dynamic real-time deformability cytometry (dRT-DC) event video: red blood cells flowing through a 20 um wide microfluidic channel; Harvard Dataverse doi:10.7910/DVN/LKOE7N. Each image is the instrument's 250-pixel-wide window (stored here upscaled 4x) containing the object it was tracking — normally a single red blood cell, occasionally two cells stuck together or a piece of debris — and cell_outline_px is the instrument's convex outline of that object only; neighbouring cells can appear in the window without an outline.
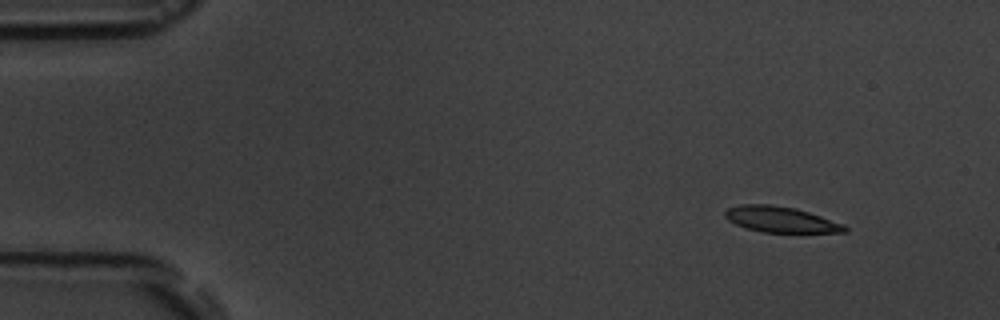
{"species": "common noctule bat (a hibernating species)", "species_latin": "Nyctalus noctula", "temperature_condition": "room temperature", "stored_images_in_passage": 5, "camera_frame_rate_fps": 3000, "um_per_image_px": 0.085, "animal": {"sex": "male", "body_mass_g": 19.5, "forearm_length_mm": 54.6}, "frame": {"image": 1, "passage_image": 1, "time_ms": 0.0, "image_size_px": [1000, 320], "cell_outline_px": [[848, 232], [764, 232], [748, 228], [736, 224], [728, 220], [724, 216], [724, 212], [728, 208], [740, 204], [772, 204], [796, 208], [844, 224], [848, 228]], "centroid_in_image_um": [66.35, 18.64], "position_along_channel_um": 18.6, "area_um2": 17.86}}
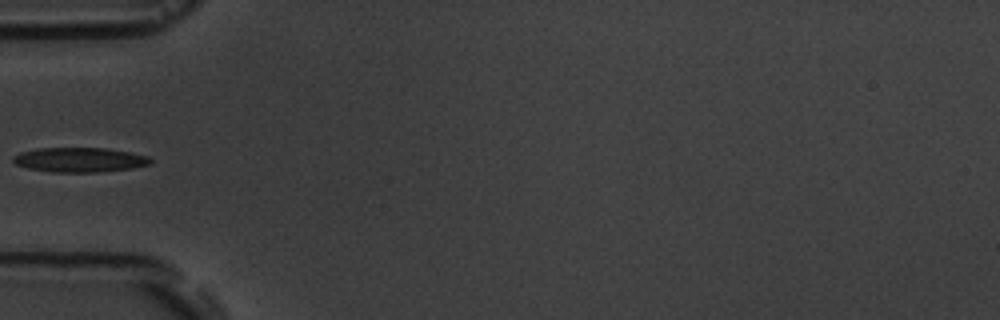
{"frame": {"image": 2, "passage_image": 4, "time_ms": 4.333, "image_size_px": [1000, 320], "cell_outline_px": [[152, 160], [148, 164], [132, 168], [96, 172], [52, 172], [28, 168], [16, 164], [12, 160], [12, 156], [20, 152], [36, 148], [104, 148], [128, 152], [148, 156]], "centroid_in_image_um": [6.71, 13.58], "position_along_channel_um": 78.3, "area_um2": 19.54}}
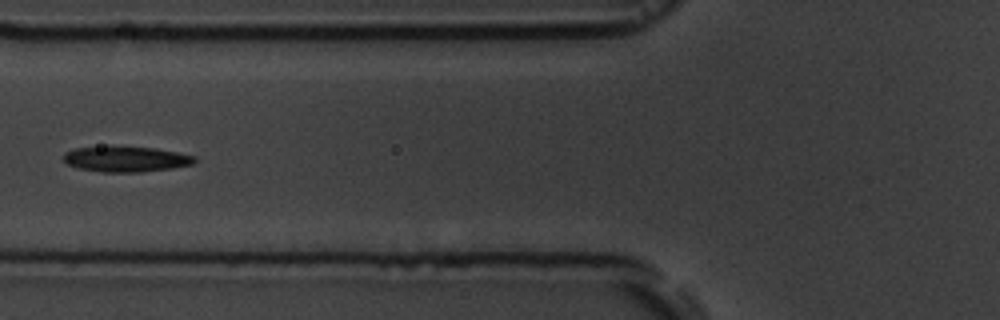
{"frame": {"image": 3, "passage_image": 5, "time_ms": 5.333, "image_size_px": [1000, 320], "cell_outline_px": [[196, 160], [192, 164], [172, 168], [140, 172], [100, 172], [80, 168], [68, 164], [64, 160], [64, 152], [76, 148], [152, 148], [176, 152], [196, 156]], "centroid_in_image_um": [10.73, 13.55], "position_along_channel_um": 115.1, "area_um2": 18.79}}